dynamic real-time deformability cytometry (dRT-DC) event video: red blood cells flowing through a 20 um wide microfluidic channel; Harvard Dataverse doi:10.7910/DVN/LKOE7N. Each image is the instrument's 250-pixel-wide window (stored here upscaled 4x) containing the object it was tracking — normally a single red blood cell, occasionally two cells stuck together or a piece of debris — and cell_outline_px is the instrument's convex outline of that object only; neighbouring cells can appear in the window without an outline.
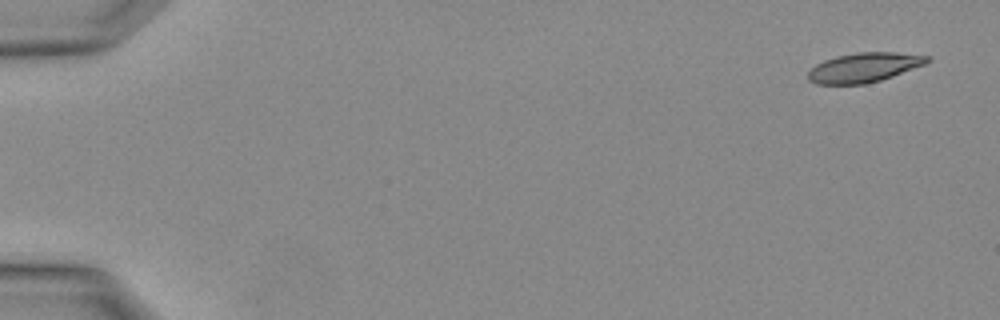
{"species": "Egyptian fruit bat (a non-hibernating species)", "species_latin": "Rousettus aegyptiacus", "temperature_condition": "warm", "stored_images_in_passage": 2, "camera_frame_rate_fps": 3000, "um_per_image_px": 0.085, "animal": {"sex": "female"}, "frame": {"image": 1, "passage_image": 2, "time_ms": 0.333, "image_size_px": [1000, 320], "cell_outline_px": [[932, 60], [924, 64], [892, 76], [880, 80], [864, 84], [816, 84], [808, 80], [808, 72], [816, 64], [824, 60], [836, 56], [856, 52], [896, 52], [928, 56]], "centroid_in_image_um": [73.42, 5.73], "position_along_channel_um": 11.6, "area_um2": 20.35}}